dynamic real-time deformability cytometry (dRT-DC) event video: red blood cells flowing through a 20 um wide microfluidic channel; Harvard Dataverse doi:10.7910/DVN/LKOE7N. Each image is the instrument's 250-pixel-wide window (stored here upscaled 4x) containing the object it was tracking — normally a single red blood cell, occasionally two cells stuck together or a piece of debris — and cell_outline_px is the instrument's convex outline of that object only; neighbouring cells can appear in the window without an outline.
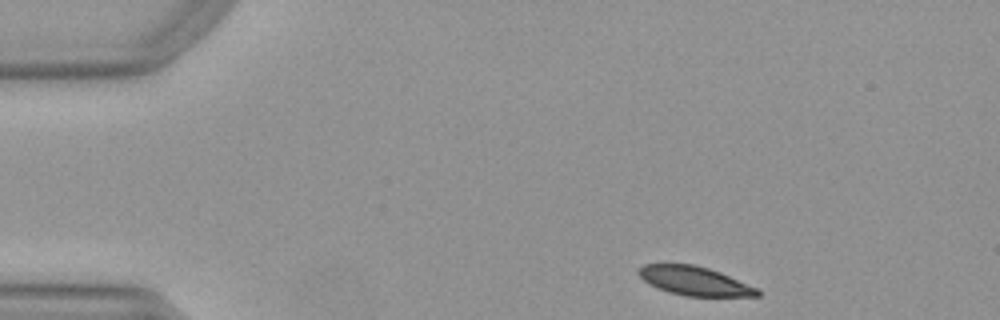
{"species": "Egyptian fruit bat (a non-hibernating species)", "species_latin": "Rousettus aegyptiacus", "temperature_condition": "warm", "stored_images_in_passage": 45, "camera_frame_rate_fps": 3000, "um_per_image_px": 0.085, "animal": {"sex": "female"}, "frame": {"image": 1, "passage_image": 1, "time_ms": 0.0, "image_size_px": [1000, 320], "cell_outline_px": [[760, 296], [684, 296], [668, 292], [656, 288], [648, 284], [636, 272], [644, 264], [692, 264], [708, 268], [720, 272], [756, 288], [760, 292]], "centroid_in_image_um": [58.99, 23.88], "position_along_channel_um": 26.0, "area_um2": 19.88}}
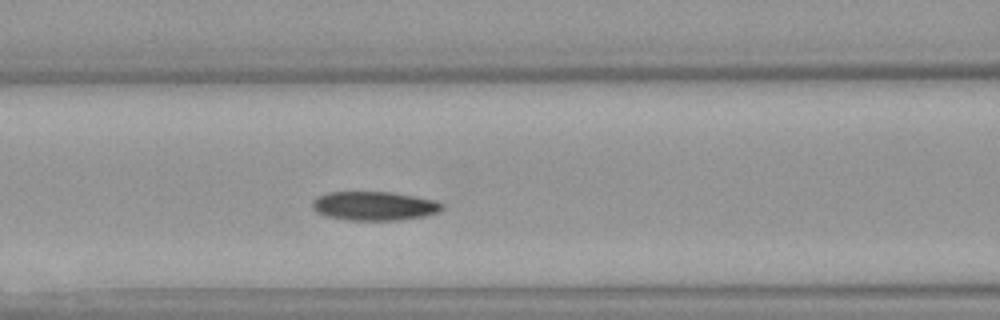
{"frame": {"image": 2, "passage_image": 15, "time_ms": 4.667, "image_size_px": [1000, 320], "cell_outline_px": [[444, 208], [440, 212], [424, 216], [400, 220], [348, 220], [324, 216], [316, 212], [312, 208], [312, 200], [316, 196], [328, 192], [392, 192], [436, 200], [444, 204]], "centroid_in_image_um": [31.8, 17.5], "position_along_channel_um": 134.8, "area_um2": 22.2}}
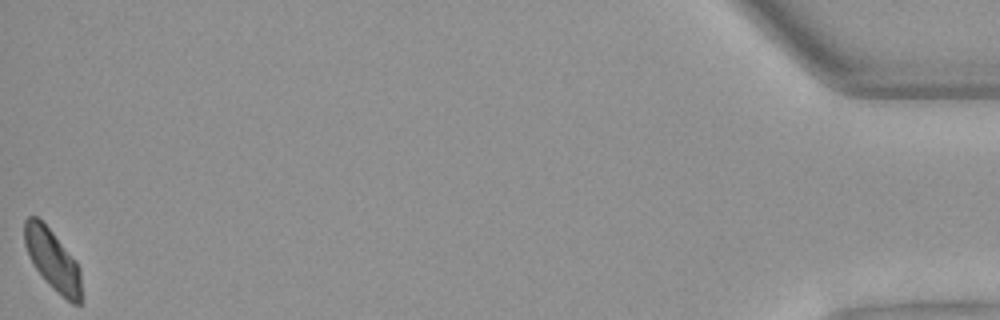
{"frame": {"image": 3, "passage_image": 45, "time_ms": 14.667, "image_size_px": [1000, 320], "cell_outline_px": [[80, 304], [72, 304], [56, 292], [44, 280], [32, 264], [28, 256], [24, 244], [24, 220], [28, 216], [36, 216], [52, 232], [76, 260], [80, 268]], "centroid_in_image_um": [4.44, 22.09], "position_along_channel_um": 430.8, "area_um2": 20.17}, "authors_computed_cell_mechanics": {"area_um2": 22.1374, "velocity_mm_per_s": 3.9345, "shape_relaxation_time_tau1_ms": 5.5873, "shape_relaxation_time_tau2_ms": null, "deformation_change_tau1": 0.1314, "deformation_change_tau2": null}}